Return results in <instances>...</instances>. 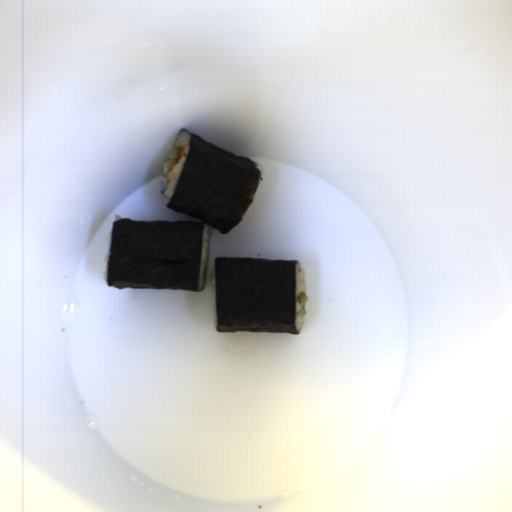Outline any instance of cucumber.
Returning a JSON list of instances; mask_svg holds the SVG:
<instances>
[{"mask_svg": "<svg viewBox=\"0 0 512 512\" xmlns=\"http://www.w3.org/2000/svg\"><path fill=\"white\" fill-rule=\"evenodd\" d=\"M180 148L178 147V145H175L173 146L172 148V153H171V157H170V165H175L178 157H177V152H179Z\"/></svg>", "mask_w": 512, "mask_h": 512, "instance_id": "cucumber-1", "label": "cucumber"}, {"mask_svg": "<svg viewBox=\"0 0 512 512\" xmlns=\"http://www.w3.org/2000/svg\"><path fill=\"white\" fill-rule=\"evenodd\" d=\"M298 302L302 306V311H301L302 315H306L307 314V312H306V302H305V299H304L303 292H301L299 294Z\"/></svg>", "mask_w": 512, "mask_h": 512, "instance_id": "cucumber-2", "label": "cucumber"}]
</instances>
